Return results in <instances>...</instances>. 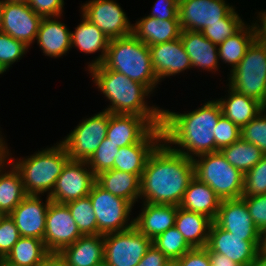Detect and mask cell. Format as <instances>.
Instances as JSON below:
<instances>
[{
	"label": "cell",
	"instance_id": "cell-50",
	"mask_svg": "<svg viewBox=\"0 0 266 266\" xmlns=\"http://www.w3.org/2000/svg\"><path fill=\"white\" fill-rule=\"evenodd\" d=\"M211 265L213 266H241L235 261H232L226 255L218 254L216 252H209Z\"/></svg>",
	"mask_w": 266,
	"mask_h": 266
},
{
	"label": "cell",
	"instance_id": "cell-26",
	"mask_svg": "<svg viewBox=\"0 0 266 266\" xmlns=\"http://www.w3.org/2000/svg\"><path fill=\"white\" fill-rule=\"evenodd\" d=\"M81 16L82 21L75 28V31L71 32V47H77L80 52L85 54L101 51V55H98L91 63L89 62L87 68L90 69L104 62L110 40L94 23L83 14Z\"/></svg>",
	"mask_w": 266,
	"mask_h": 266
},
{
	"label": "cell",
	"instance_id": "cell-3",
	"mask_svg": "<svg viewBox=\"0 0 266 266\" xmlns=\"http://www.w3.org/2000/svg\"><path fill=\"white\" fill-rule=\"evenodd\" d=\"M88 71L98 90L110 100V105L104 109L105 111L112 114L142 116L154 127L162 126L163 109L147 105L146 98L152 92L145 85L130 80L122 73L107 69L102 64Z\"/></svg>",
	"mask_w": 266,
	"mask_h": 266
},
{
	"label": "cell",
	"instance_id": "cell-37",
	"mask_svg": "<svg viewBox=\"0 0 266 266\" xmlns=\"http://www.w3.org/2000/svg\"><path fill=\"white\" fill-rule=\"evenodd\" d=\"M235 10L234 8L226 17L221 19L220 22L205 27L201 33L213 44L217 46L220 45L246 24Z\"/></svg>",
	"mask_w": 266,
	"mask_h": 266
},
{
	"label": "cell",
	"instance_id": "cell-57",
	"mask_svg": "<svg viewBox=\"0 0 266 266\" xmlns=\"http://www.w3.org/2000/svg\"><path fill=\"white\" fill-rule=\"evenodd\" d=\"M166 266H178L175 261H170Z\"/></svg>",
	"mask_w": 266,
	"mask_h": 266
},
{
	"label": "cell",
	"instance_id": "cell-59",
	"mask_svg": "<svg viewBox=\"0 0 266 266\" xmlns=\"http://www.w3.org/2000/svg\"><path fill=\"white\" fill-rule=\"evenodd\" d=\"M96 266H107V264L105 262H103V263L96 265Z\"/></svg>",
	"mask_w": 266,
	"mask_h": 266
},
{
	"label": "cell",
	"instance_id": "cell-38",
	"mask_svg": "<svg viewBox=\"0 0 266 266\" xmlns=\"http://www.w3.org/2000/svg\"><path fill=\"white\" fill-rule=\"evenodd\" d=\"M152 244L161 250L170 261L178 260L192 249L175 226L153 239Z\"/></svg>",
	"mask_w": 266,
	"mask_h": 266
},
{
	"label": "cell",
	"instance_id": "cell-48",
	"mask_svg": "<svg viewBox=\"0 0 266 266\" xmlns=\"http://www.w3.org/2000/svg\"><path fill=\"white\" fill-rule=\"evenodd\" d=\"M175 262L178 266H210L211 264L206 248H192Z\"/></svg>",
	"mask_w": 266,
	"mask_h": 266
},
{
	"label": "cell",
	"instance_id": "cell-32",
	"mask_svg": "<svg viewBox=\"0 0 266 266\" xmlns=\"http://www.w3.org/2000/svg\"><path fill=\"white\" fill-rule=\"evenodd\" d=\"M49 255L43 240L20 237L3 259V263L8 266H39Z\"/></svg>",
	"mask_w": 266,
	"mask_h": 266
},
{
	"label": "cell",
	"instance_id": "cell-45",
	"mask_svg": "<svg viewBox=\"0 0 266 266\" xmlns=\"http://www.w3.org/2000/svg\"><path fill=\"white\" fill-rule=\"evenodd\" d=\"M241 198L246 203L253 223L262 233L266 230V194Z\"/></svg>",
	"mask_w": 266,
	"mask_h": 266
},
{
	"label": "cell",
	"instance_id": "cell-40",
	"mask_svg": "<svg viewBox=\"0 0 266 266\" xmlns=\"http://www.w3.org/2000/svg\"><path fill=\"white\" fill-rule=\"evenodd\" d=\"M28 46L0 31V65L5 71L9 70L23 55L27 53Z\"/></svg>",
	"mask_w": 266,
	"mask_h": 266
},
{
	"label": "cell",
	"instance_id": "cell-20",
	"mask_svg": "<svg viewBox=\"0 0 266 266\" xmlns=\"http://www.w3.org/2000/svg\"><path fill=\"white\" fill-rule=\"evenodd\" d=\"M150 58L159 82L165 77L179 74L192 68L181 39L149 46Z\"/></svg>",
	"mask_w": 266,
	"mask_h": 266
},
{
	"label": "cell",
	"instance_id": "cell-12",
	"mask_svg": "<svg viewBox=\"0 0 266 266\" xmlns=\"http://www.w3.org/2000/svg\"><path fill=\"white\" fill-rule=\"evenodd\" d=\"M83 234L66 204L50 202L46 214L43 242L50 254H58Z\"/></svg>",
	"mask_w": 266,
	"mask_h": 266
},
{
	"label": "cell",
	"instance_id": "cell-49",
	"mask_svg": "<svg viewBox=\"0 0 266 266\" xmlns=\"http://www.w3.org/2000/svg\"><path fill=\"white\" fill-rule=\"evenodd\" d=\"M170 260L154 244L146 251V254L136 266H166Z\"/></svg>",
	"mask_w": 266,
	"mask_h": 266
},
{
	"label": "cell",
	"instance_id": "cell-47",
	"mask_svg": "<svg viewBox=\"0 0 266 266\" xmlns=\"http://www.w3.org/2000/svg\"><path fill=\"white\" fill-rule=\"evenodd\" d=\"M179 0H156L149 17L160 20H179Z\"/></svg>",
	"mask_w": 266,
	"mask_h": 266
},
{
	"label": "cell",
	"instance_id": "cell-1",
	"mask_svg": "<svg viewBox=\"0 0 266 266\" xmlns=\"http://www.w3.org/2000/svg\"><path fill=\"white\" fill-rule=\"evenodd\" d=\"M193 178V160L162 141L149 156L141 175L140 199L143 203L179 206Z\"/></svg>",
	"mask_w": 266,
	"mask_h": 266
},
{
	"label": "cell",
	"instance_id": "cell-31",
	"mask_svg": "<svg viewBox=\"0 0 266 266\" xmlns=\"http://www.w3.org/2000/svg\"><path fill=\"white\" fill-rule=\"evenodd\" d=\"M96 182L106 191L133 205L140 199L141 178L138 175L111 169L97 175Z\"/></svg>",
	"mask_w": 266,
	"mask_h": 266
},
{
	"label": "cell",
	"instance_id": "cell-23",
	"mask_svg": "<svg viewBox=\"0 0 266 266\" xmlns=\"http://www.w3.org/2000/svg\"><path fill=\"white\" fill-rule=\"evenodd\" d=\"M181 42L188 54L192 68L216 72L219 69L218 46L213 44L199 31L182 30Z\"/></svg>",
	"mask_w": 266,
	"mask_h": 266
},
{
	"label": "cell",
	"instance_id": "cell-7",
	"mask_svg": "<svg viewBox=\"0 0 266 266\" xmlns=\"http://www.w3.org/2000/svg\"><path fill=\"white\" fill-rule=\"evenodd\" d=\"M228 85L235 91L266 104V44L256 39L230 72Z\"/></svg>",
	"mask_w": 266,
	"mask_h": 266
},
{
	"label": "cell",
	"instance_id": "cell-44",
	"mask_svg": "<svg viewBox=\"0 0 266 266\" xmlns=\"http://www.w3.org/2000/svg\"><path fill=\"white\" fill-rule=\"evenodd\" d=\"M20 237L14 220L9 215H2L0 217V258L6 257Z\"/></svg>",
	"mask_w": 266,
	"mask_h": 266
},
{
	"label": "cell",
	"instance_id": "cell-6",
	"mask_svg": "<svg viewBox=\"0 0 266 266\" xmlns=\"http://www.w3.org/2000/svg\"><path fill=\"white\" fill-rule=\"evenodd\" d=\"M194 176L206 183L220 200L241 198L244 174L232 166L220 151L193 158Z\"/></svg>",
	"mask_w": 266,
	"mask_h": 266
},
{
	"label": "cell",
	"instance_id": "cell-17",
	"mask_svg": "<svg viewBox=\"0 0 266 266\" xmlns=\"http://www.w3.org/2000/svg\"><path fill=\"white\" fill-rule=\"evenodd\" d=\"M213 222L233 235L245 236L246 241H261V232L253 223L242 198L221 200Z\"/></svg>",
	"mask_w": 266,
	"mask_h": 266
},
{
	"label": "cell",
	"instance_id": "cell-42",
	"mask_svg": "<svg viewBox=\"0 0 266 266\" xmlns=\"http://www.w3.org/2000/svg\"><path fill=\"white\" fill-rule=\"evenodd\" d=\"M241 138L259 147L266 155V111L264 109L241 128Z\"/></svg>",
	"mask_w": 266,
	"mask_h": 266
},
{
	"label": "cell",
	"instance_id": "cell-51",
	"mask_svg": "<svg viewBox=\"0 0 266 266\" xmlns=\"http://www.w3.org/2000/svg\"><path fill=\"white\" fill-rule=\"evenodd\" d=\"M39 266H68L59 254H50Z\"/></svg>",
	"mask_w": 266,
	"mask_h": 266
},
{
	"label": "cell",
	"instance_id": "cell-21",
	"mask_svg": "<svg viewBox=\"0 0 266 266\" xmlns=\"http://www.w3.org/2000/svg\"><path fill=\"white\" fill-rule=\"evenodd\" d=\"M153 128L145 117L109 112L106 137L121 148L139 143Z\"/></svg>",
	"mask_w": 266,
	"mask_h": 266
},
{
	"label": "cell",
	"instance_id": "cell-27",
	"mask_svg": "<svg viewBox=\"0 0 266 266\" xmlns=\"http://www.w3.org/2000/svg\"><path fill=\"white\" fill-rule=\"evenodd\" d=\"M179 20H160L145 16L132 24V34L147 46L170 42L180 38Z\"/></svg>",
	"mask_w": 266,
	"mask_h": 266
},
{
	"label": "cell",
	"instance_id": "cell-14",
	"mask_svg": "<svg viewBox=\"0 0 266 266\" xmlns=\"http://www.w3.org/2000/svg\"><path fill=\"white\" fill-rule=\"evenodd\" d=\"M234 8L225 0H179L181 30L201 32L205 27L220 22Z\"/></svg>",
	"mask_w": 266,
	"mask_h": 266
},
{
	"label": "cell",
	"instance_id": "cell-11",
	"mask_svg": "<svg viewBox=\"0 0 266 266\" xmlns=\"http://www.w3.org/2000/svg\"><path fill=\"white\" fill-rule=\"evenodd\" d=\"M95 182L96 176L86 161L70 159L48 197L52 202L66 204L88 196Z\"/></svg>",
	"mask_w": 266,
	"mask_h": 266
},
{
	"label": "cell",
	"instance_id": "cell-18",
	"mask_svg": "<svg viewBox=\"0 0 266 266\" xmlns=\"http://www.w3.org/2000/svg\"><path fill=\"white\" fill-rule=\"evenodd\" d=\"M40 197L42 196L27 195L9 214L21 237H34L43 240L46 214L51 200L47 196L44 204Z\"/></svg>",
	"mask_w": 266,
	"mask_h": 266
},
{
	"label": "cell",
	"instance_id": "cell-9",
	"mask_svg": "<svg viewBox=\"0 0 266 266\" xmlns=\"http://www.w3.org/2000/svg\"><path fill=\"white\" fill-rule=\"evenodd\" d=\"M109 124V112L102 110L83 119L73 131L60 141L67 149L71 160L88 161L106 138Z\"/></svg>",
	"mask_w": 266,
	"mask_h": 266
},
{
	"label": "cell",
	"instance_id": "cell-25",
	"mask_svg": "<svg viewBox=\"0 0 266 266\" xmlns=\"http://www.w3.org/2000/svg\"><path fill=\"white\" fill-rule=\"evenodd\" d=\"M58 254L68 266L99 265L104 262V235H83Z\"/></svg>",
	"mask_w": 266,
	"mask_h": 266
},
{
	"label": "cell",
	"instance_id": "cell-28",
	"mask_svg": "<svg viewBox=\"0 0 266 266\" xmlns=\"http://www.w3.org/2000/svg\"><path fill=\"white\" fill-rule=\"evenodd\" d=\"M220 198L206 184L195 176L190 181L179 207L195 213H200L212 221L215 220L220 206Z\"/></svg>",
	"mask_w": 266,
	"mask_h": 266
},
{
	"label": "cell",
	"instance_id": "cell-29",
	"mask_svg": "<svg viewBox=\"0 0 266 266\" xmlns=\"http://www.w3.org/2000/svg\"><path fill=\"white\" fill-rule=\"evenodd\" d=\"M222 114L235 123L240 129L254 119L264 106L257 99L241 94L231 87L228 96L217 99Z\"/></svg>",
	"mask_w": 266,
	"mask_h": 266
},
{
	"label": "cell",
	"instance_id": "cell-36",
	"mask_svg": "<svg viewBox=\"0 0 266 266\" xmlns=\"http://www.w3.org/2000/svg\"><path fill=\"white\" fill-rule=\"evenodd\" d=\"M83 235H98L97 220L89 196L66 203Z\"/></svg>",
	"mask_w": 266,
	"mask_h": 266
},
{
	"label": "cell",
	"instance_id": "cell-54",
	"mask_svg": "<svg viewBox=\"0 0 266 266\" xmlns=\"http://www.w3.org/2000/svg\"><path fill=\"white\" fill-rule=\"evenodd\" d=\"M266 251V230L261 233V248Z\"/></svg>",
	"mask_w": 266,
	"mask_h": 266
},
{
	"label": "cell",
	"instance_id": "cell-19",
	"mask_svg": "<svg viewBox=\"0 0 266 266\" xmlns=\"http://www.w3.org/2000/svg\"><path fill=\"white\" fill-rule=\"evenodd\" d=\"M162 141V127H154L139 143L119 148L113 169L141 178L149 156Z\"/></svg>",
	"mask_w": 266,
	"mask_h": 266
},
{
	"label": "cell",
	"instance_id": "cell-60",
	"mask_svg": "<svg viewBox=\"0 0 266 266\" xmlns=\"http://www.w3.org/2000/svg\"><path fill=\"white\" fill-rule=\"evenodd\" d=\"M2 263H3V259H2V258H0V266L2 265Z\"/></svg>",
	"mask_w": 266,
	"mask_h": 266
},
{
	"label": "cell",
	"instance_id": "cell-16",
	"mask_svg": "<svg viewBox=\"0 0 266 266\" xmlns=\"http://www.w3.org/2000/svg\"><path fill=\"white\" fill-rule=\"evenodd\" d=\"M3 20L1 32L30 47L37 38L42 17L28 3L2 1Z\"/></svg>",
	"mask_w": 266,
	"mask_h": 266
},
{
	"label": "cell",
	"instance_id": "cell-43",
	"mask_svg": "<svg viewBox=\"0 0 266 266\" xmlns=\"http://www.w3.org/2000/svg\"><path fill=\"white\" fill-rule=\"evenodd\" d=\"M215 128V152L231 145L241 137V129L223 114Z\"/></svg>",
	"mask_w": 266,
	"mask_h": 266
},
{
	"label": "cell",
	"instance_id": "cell-30",
	"mask_svg": "<svg viewBox=\"0 0 266 266\" xmlns=\"http://www.w3.org/2000/svg\"><path fill=\"white\" fill-rule=\"evenodd\" d=\"M212 220L207 216L178 206L175 227L191 248H205Z\"/></svg>",
	"mask_w": 266,
	"mask_h": 266
},
{
	"label": "cell",
	"instance_id": "cell-13",
	"mask_svg": "<svg viewBox=\"0 0 266 266\" xmlns=\"http://www.w3.org/2000/svg\"><path fill=\"white\" fill-rule=\"evenodd\" d=\"M81 14L94 23L109 40L132 34V24L121 6L113 0H90Z\"/></svg>",
	"mask_w": 266,
	"mask_h": 266
},
{
	"label": "cell",
	"instance_id": "cell-39",
	"mask_svg": "<svg viewBox=\"0 0 266 266\" xmlns=\"http://www.w3.org/2000/svg\"><path fill=\"white\" fill-rule=\"evenodd\" d=\"M117 153H119V147L106 137L87 161L94 175L113 169Z\"/></svg>",
	"mask_w": 266,
	"mask_h": 266
},
{
	"label": "cell",
	"instance_id": "cell-15",
	"mask_svg": "<svg viewBox=\"0 0 266 266\" xmlns=\"http://www.w3.org/2000/svg\"><path fill=\"white\" fill-rule=\"evenodd\" d=\"M205 248L208 252L226 255L241 266H253L261 241H246L245 236L233 235L212 222Z\"/></svg>",
	"mask_w": 266,
	"mask_h": 266
},
{
	"label": "cell",
	"instance_id": "cell-53",
	"mask_svg": "<svg viewBox=\"0 0 266 266\" xmlns=\"http://www.w3.org/2000/svg\"><path fill=\"white\" fill-rule=\"evenodd\" d=\"M8 155L6 151L0 146V169L8 164Z\"/></svg>",
	"mask_w": 266,
	"mask_h": 266
},
{
	"label": "cell",
	"instance_id": "cell-41",
	"mask_svg": "<svg viewBox=\"0 0 266 266\" xmlns=\"http://www.w3.org/2000/svg\"><path fill=\"white\" fill-rule=\"evenodd\" d=\"M266 194V155L244 174L242 197Z\"/></svg>",
	"mask_w": 266,
	"mask_h": 266
},
{
	"label": "cell",
	"instance_id": "cell-33",
	"mask_svg": "<svg viewBox=\"0 0 266 266\" xmlns=\"http://www.w3.org/2000/svg\"><path fill=\"white\" fill-rule=\"evenodd\" d=\"M8 171L6 165L0 169V214L9 215L27 196L21 176L15 167Z\"/></svg>",
	"mask_w": 266,
	"mask_h": 266
},
{
	"label": "cell",
	"instance_id": "cell-8",
	"mask_svg": "<svg viewBox=\"0 0 266 266\" xmlns=\"http://www.w3.org/2000/svg\"><path fill=\"white\" fill-rule=\"evenodd\" d=\"M94 209L98 234L106 235L126 231L134 226V219L130 221L133 204L121 197H117L95 182L89 193Z\"/></svg>",
	"mask_w": 266,
	"mask_h": 266
},
{
	"label": "cell",
	"instance_id": "cell-61",
	"mask_svg": "<svg viewBox=\"0 0 266 266\" xmlns=\"http://www.w3.org/2000/svg\"><path fill=\"white\" fill-rule=\"evenodd\" d=\"M1 132V131H0ZM1 139H2V135L0 134V145H1Z\"/></svg>",
	"mask_w": 266,
	"mask_h": 266
},
{
	"label": "cell",
	"instance_id": "cell-2",
	"mask_svg": "<svg viewBox=\"0 0 266 266\" xmlns=\"http://www.w3.org/2000/svg\"><path fill=\"white\" fill-rule=\"evenodd\" d=\"M221 115V106L216 99L209 100L188 113L179 114L163 109V141L174 151L191 159L202 154L214 153V132Z\"/></svg>",
	"mask_w": 266,
	"mask_h": 266
},
{
	"label": "cell",
	"instance_id": "cell-34",
	"mask_svg": "<svg viewBox=\"0 0 266 266\" xmlns=\"http://www.w3.org/2000/svg\"><path fill=\"white\" fill-rule=\"evenodd\" d=\"M251 24L246 23L238 32L218 45L219 60L231 66L230 72L240 63L247 48L256 39L253 23Z\"/></svg>",
	"mask_w": 266,
	"mask_h": 266
},
{
	"label": "cell",
	"instance_id": "cell-24",
	"mask_svg": "<svg viewBox=\"0 0 266 266\" xmlns=\"http://www.w3.org/2000/svg\"><path fill=\"white\" fill-rule=\"evenodd\" d=\"M60 17L42 18L38 33L37 43L45 56L59 58L71 50V31L66 24L57 20Z\"/></svg>",
	"mask_w": 266,
	"mask_h": 266
},
{
	"label": "cell",
	"instance_id": "cell-5",
	"mask_svg": "<svg viewBox=\"0 0 266 266\" xmlns=\"http://www.w3.org/2000/svg\"><path fill=\"white\" fill-rule=\"evenodd\" d=\"M102 65L145 85L152 93L160 84L153 69L149 46L133 34L111 39Z\"/></svg>",
	"mask_w": 266,
	"mask_h": 266
},
{
	"label": "cell",
	"instance_id": "cell-55",
	"mask_svg": "<svg viewBox=\"0 0 266 266\" xmlns=\"http://www.w3.org/2000/svg\"><path fill=\"white\" fill-rule=\"evenodd\" d=\"M3 12H2V0H0V30L2 27Z\"/></svg>",
	"mask_w": 266,
	"mask_h": 266
},
{
	"label": "cell",
	"instance_id": "cell-58",
	"mask_svg": "<svg viewBox=\"0 0 266 266\" xmlns=\"http://www.w3.org/2000/svg\"><path fill=\"white\" fill-rule=\"evenodd\" d=\"M6 71L3 69V67L0 65V75L5 73Z\"/></svg>",
	"mask_w": 266,
	"mask_h": 266
},
{
	"label": "cell",
	"instance_id": "cell-52",
	"mask_svg": "<svg viewBox=\"0 0 266 266\" xmlns=\"http://www.w3.org/2000/svg\"><path fill=\"white\" fill-rule=\"evenodd\" d=\"M253 266H266V251L260 249Z\"/></svg>",
	"mask_w": 266,
	"mask_h": 266
},
{
	"label": "cell",
	"instance_id": "cell-4",
	"mask_svg": "<svg viewBox=\"0 0 266 266\" xmlns=\"http://www.w3.org/2000/svg\"><path fill=\"white\" fill-rule=\"evenodd\" d=\"M56 144L15 160L10 156L12 153L2 137L0 146L6 151L8 162L19 172L27 195H43L48 192L49 196L52 192L57 178L70 160L65 146L61 142Z\"/></svg>",
	"mask_w": 266,
	"mask_h": 266
},
{
	"label": "cell",
	"instance_id": "cell-56",
	"mask_svg": "<svg viewBox=\"0 0 266 266\" xmlns=\"http://www.w3.org/2000/svg\"><path fill=\"white\" fill-rule=\"evenodd\" d=\"M2 1H8V2H19V3H28L29 0H2Z\"/></svg>",
	"mask_w": 266,
	"mask_h": 266
},
{
	"label": "cell",
	"instance_id": "cell-10",
	"mask_svg": "<svg viewBox=\"0 0 266 266\" xmlns=\"http://www.w3.org/2000/svg\"><path fill=\"white\" fill-rule=\"evenodd\" d=\"M152 240L134 226L126 231L104 235V262L107 266H136Z\"/></svg>",
	"mask_w": 266,
	"mask_h": 266
},
{
	"label": "cell",
	"instance_id": "cell-22",
	"mask_svg": "<svg viewBox=\"0 0 266 266\" xmlns=\"http://www.w3.org/2000/svg\"><path fill=\"white\" fill-rule=\"evenodd\" d=\"M139 215L134 218V227L151 240L175 226L178 211L176 205L143 203Z\"/></svg>",
	"mask_w": 266,
	"mask_h": 266
},
{
	"label": "cell",
	"instance_id": "cell-35",
	"mask_svg": "<svg viewBox=\"0 0 266 266\" xmlns=\"http://www.w3.org/2000/svg\"><path fill=\"white\" fill-rule=\"evenodd\" d=\"M225 159L243 174L255 166L265 154L259 147L248 143L241 137L229 146L220 150Z\"/></svg>",
	"mask_w": 266,
	"mask_h": 266
},
{
	"label": "cell",
	"instance_id": "cell-46",
	"mask_svg": "<svg viewBox=\"0 0 266 266\" xmlns=\"http://www.w3.org/2000/svg\"><path fill=\"white\" fill-rule=\"evenodd\" d=\"M29 7L42 18L61 17L64 0H29Z\"/></svg>",
	"mask_w": 266,
	"mask_h": 266
}]
</instances>
